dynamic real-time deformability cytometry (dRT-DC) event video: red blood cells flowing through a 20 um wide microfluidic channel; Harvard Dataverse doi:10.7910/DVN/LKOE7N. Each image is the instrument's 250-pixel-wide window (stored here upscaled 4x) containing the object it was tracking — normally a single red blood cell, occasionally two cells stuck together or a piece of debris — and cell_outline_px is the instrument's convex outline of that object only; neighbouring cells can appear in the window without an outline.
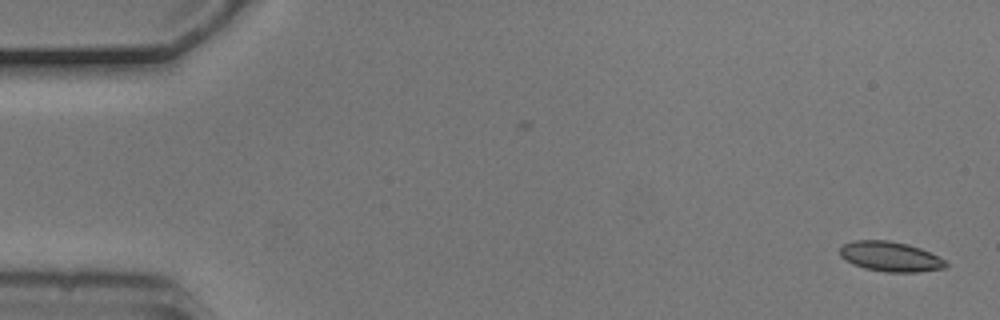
{"species": "common noctule bat (a hibernating species)", "species_latin": "Nyctalus noctula", "temperature_condition": "cold", "stored_images_in_passage": 5, "camera_frame_rate_fps": 3000, "um_per_image_px": 0.085, "animal": {"sex": "male", "body_mass_g": 20.5, "forearm_length_mm": 52.5}, "frame": {"image": 1, "passage_image": 1, "time_ms": 0.0, "image_size_px": [1000, 320], "cell_outline_px": [[948, 264], [944, 268], [916, 272], [884, 272], [864, 268], [852, 264], [844, 260], [840, 256], [840, 248], [844, 244], [852, 240], [888, 240], [908, 244], [920, 248], [944, 260]], "centroid_in_image_um": [75.62, 21.81], "position_along_channel_um": 9.4, "area_um2": 18.44}}
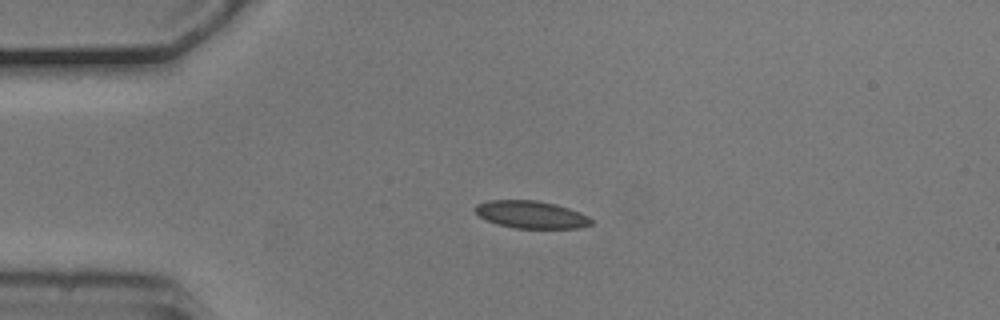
{"frame": {"image": 2, "passage_image": 4, "time_ms": 1.0, "image_size_px": [1000, 320], "cell_outline_px": [[592, 224], [580, 228], [516, 228], [496, 224], [480, 216], [476, 212], [476, 204], [488, 200], [536, 200], [556, 204], [580, 212], [588, 216], [592, 220]], "centroid_in_image_um": [45.17, 18.24], "position_along_channel_um": 39.8, "area_um2": 18.5}}